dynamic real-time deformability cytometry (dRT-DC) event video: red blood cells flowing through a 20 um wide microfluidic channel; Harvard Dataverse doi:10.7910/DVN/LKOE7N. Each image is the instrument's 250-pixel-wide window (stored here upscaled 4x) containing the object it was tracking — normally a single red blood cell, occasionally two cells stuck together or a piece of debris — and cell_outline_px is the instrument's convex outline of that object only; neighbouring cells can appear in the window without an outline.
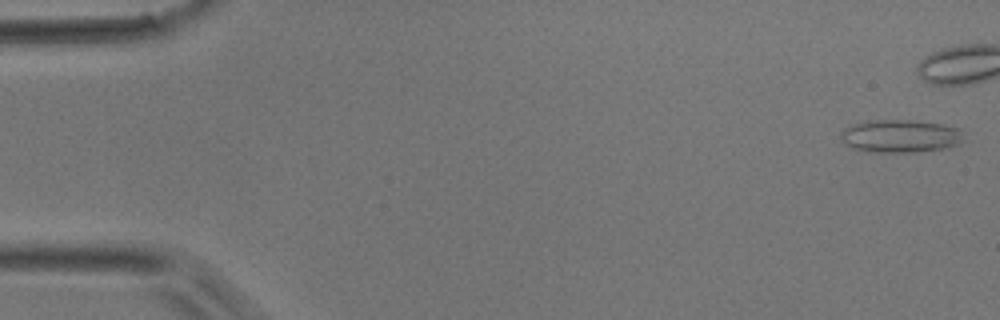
{"species": "common noctule bat (a hibernating species)", "species_latin": "Nyctalus noctula", "temperature_condition": "room temperature", "stored_images_in_passage": 8, "camera_frame_rate_fps": 3000, "um_per_image_px": 0.085, "animal": {"sex": "male", "body_mass_g": 17.9}, "frame": {"image": 1, "passage_image": 1, "time_ms": 0.0, "image_size_px": [1000, 320], "cell_outline_px": [[960, 144], [944, 148], [912, 152], [872, 152], [852, 148], [840, 136], [840, 132], [844, 128], [856, 124], [872, 120], [916, 120], [944, 124], [960, 128]], "centroid_in_image_um": [76.53, 11.56], "position_along_channel_um": 8.5, "area_um2": 23.29}}